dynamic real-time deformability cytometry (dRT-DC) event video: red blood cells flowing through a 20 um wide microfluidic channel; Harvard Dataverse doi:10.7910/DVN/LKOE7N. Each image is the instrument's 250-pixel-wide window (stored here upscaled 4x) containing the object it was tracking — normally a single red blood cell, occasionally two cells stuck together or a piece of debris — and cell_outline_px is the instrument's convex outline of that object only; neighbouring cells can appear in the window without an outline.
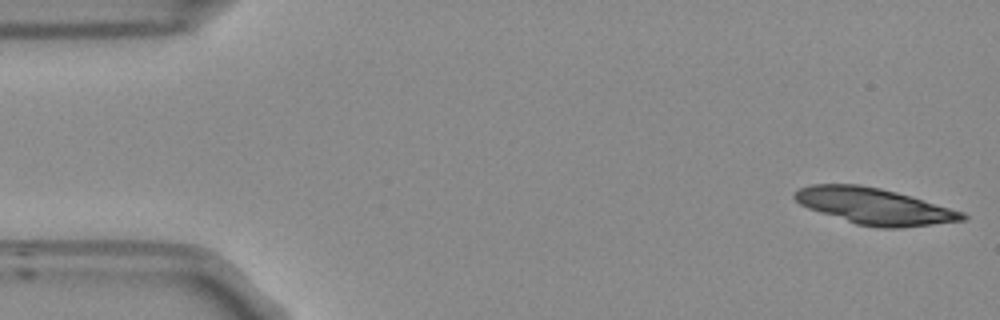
{"species": "Egyptian fruit bat (a non-hibernating species)", "species_latin": "Rousettus aegyptiacus", "temperature_condition": "room temperature", "stored_images_in_passage": 15, "camera_frame_rate_fps": 3000, "um_per_image_px": 0.085, "frame": {"image": 1, "passage_image": 1, "time_ms": 0.0, "image_size_px": [1000, 320], "cell_outline_px": [[968, 216], [964, 220], [900, 228], [880, 228], [856, 224], [808, 208], [800, 204], [792, 196], [800, 188], [812, 184], [856, 184], [880, 188], [912, 196], [964, 212]], "centroid_in_image_um": [74.33, 17.53], "position_along_channel_um": 10.7, "area_um2": 35.2}}